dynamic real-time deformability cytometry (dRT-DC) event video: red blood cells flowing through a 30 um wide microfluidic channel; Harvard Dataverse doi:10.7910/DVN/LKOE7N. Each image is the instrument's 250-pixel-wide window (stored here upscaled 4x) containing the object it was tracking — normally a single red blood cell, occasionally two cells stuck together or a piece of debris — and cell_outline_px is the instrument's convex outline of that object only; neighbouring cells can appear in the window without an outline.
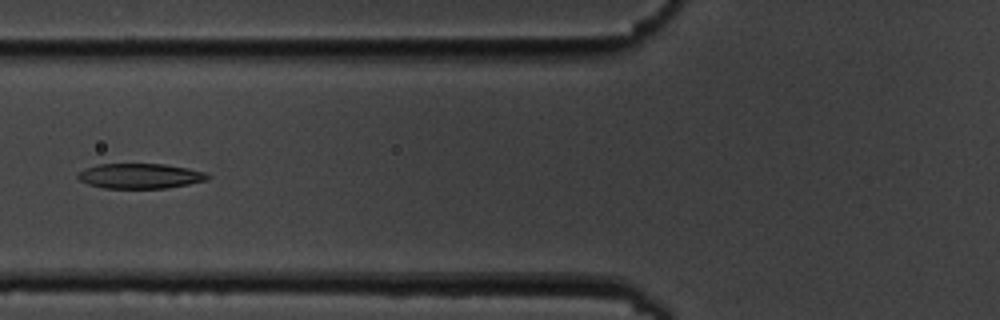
{"species": "common noctule bat (a hibernating species)", "species_latin": "Nyctalus noctula", "temperature_condition": "cold", "stored_images_in_passage": 9, "camera_frame_rate_fps": 3000, "um_per_image_px": 0.085, "animal": {"sex": "male", "body_mass_g": 19.5, "forearm_length_mm": 54.6}, "frame": {"image": 1, "passage_image": 6, "time_ms": 6.0, "image_size_px": [1000, 320], "cell_outline_px": [[212, 176], [208, 180], [188, 184], [164, 188], [104, 188], [88, 184], [80, 180], [76, 176], [84, 168], [96, 164], [164, 164], [188, 168], [204, 172]], "centroid_in_image_um": [11.91, 14.95], "position_along_channel_um": 113.9, "area_um2": 18.96}}
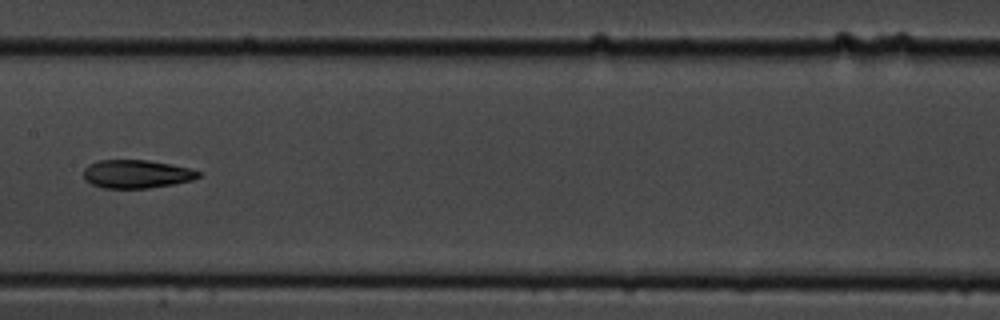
{"frame": {"image": 2, "passage_image": 8, "time_ms": 8.333, "image_size_px": [1000, 320], "cell_outline_px": [[204, 172], [200, 176], [192, 180], [172, 184], [148, 188], [104, 188], [92, 184], [84, 180], [84, 168], [88, 164], [100, 160], [148, 160], [172, 164]], "centroid_in_image_um": [11.61, 14.78], "position_along_channel_um": 195.8, "area_um2": 19.02}}
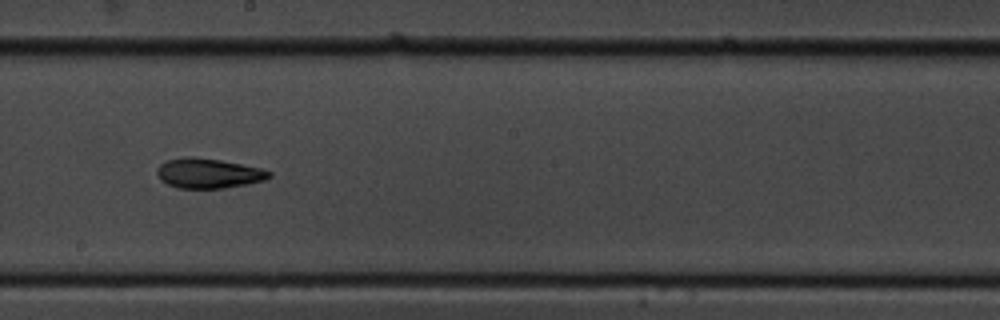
{"frame": {"image": 3, "passage_image": 9, "time_ms": 9.333, "image_size_px": [1000, 320], "cell_outline_px": [[272, 176], [264, 180], [248, 184], [224, 188], [176, 188], [160, 180], [156, 172], [156, 168], [164, 160], [184, 156], [192, 156], [220, 160], [260, 168], [272, 172]], "centroid_in_image_um": [17.67, 14.72], "position_along_channel_um": 230.5, "area_um2": 19.71}}